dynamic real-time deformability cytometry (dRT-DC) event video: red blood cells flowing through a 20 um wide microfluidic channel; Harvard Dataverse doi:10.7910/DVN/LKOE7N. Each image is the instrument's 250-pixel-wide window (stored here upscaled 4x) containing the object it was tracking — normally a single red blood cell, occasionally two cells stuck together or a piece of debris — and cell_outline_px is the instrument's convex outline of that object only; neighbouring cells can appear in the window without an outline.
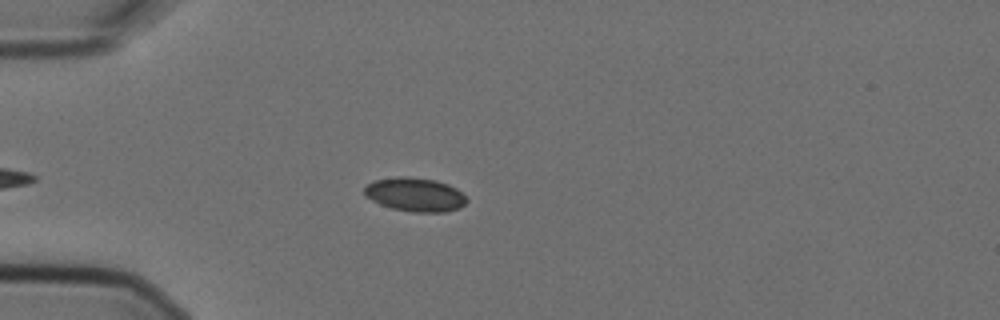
{"species": "Egyptian fruit bat (a non-hibernating species)", "species_latin": "Rousettus aegyptiacus", "temperature_condition": "cold", "stored_images_in_passage": 6, "camera_frame_rate_fps": 3000, "um_per_image_px": 0.085, "animal": {"sex": "female"}, "frame": {"image": 1, "passage_image": 5, "time_ms": 1.333, "image_size_px": [1000, 320], "cell_outline_px": [[468, 200], [460, 208], [444, 212], [412, 212], [392, 208], [380, 204], [364, 196], [364, 188], [368, 184], [376, 180], [400, 176], [408, 176], [436, 180], [448, 184], [456, 188]], "centroid_in_image_um": [35.28, 16.54], "position_along_channel_um": 49.7, "area_um2": 20.11}}